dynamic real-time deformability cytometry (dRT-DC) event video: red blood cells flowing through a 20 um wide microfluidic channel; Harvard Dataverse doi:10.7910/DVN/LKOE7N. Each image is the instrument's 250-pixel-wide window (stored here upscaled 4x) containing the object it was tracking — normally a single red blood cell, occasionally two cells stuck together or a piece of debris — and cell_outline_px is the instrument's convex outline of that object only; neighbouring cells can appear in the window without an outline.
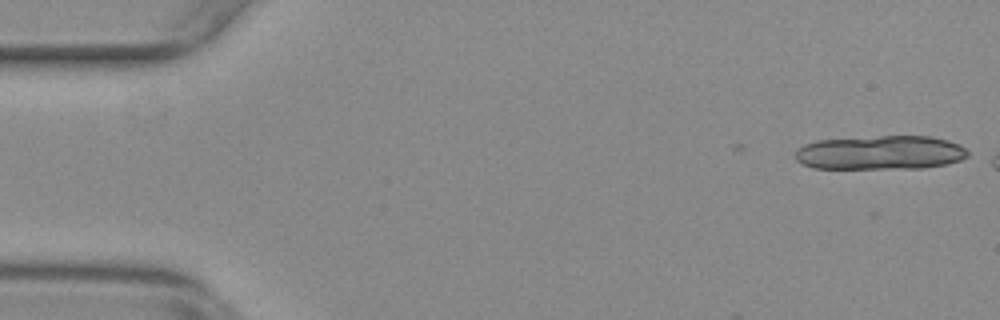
{"species": "common noctule bat (a hibernating species)", "species_latin": "Nyctalus noctula", "temperature_condition": "warm", "stored_images_in_passage": 4, "camera_frame_rate_fps": 3000, "um_per_image_px": 0.085, "animal": {"sex": "female", "body_mass_g": 29.2, "forearm_length_mm": 56.3}, "frame": {"image": 1, "passage_image": 1, "time_ms": 0.0, "image_size_px": [1000, 320], "cell_outline_px": [[968, 156], [960, 160], [948, 164], [924, 168], [812, 168], [796, 160], [796, 148], [804, 144], [816, 140], [880, 136], [928, 136], [948, 140], [960, 144], [968, 152]], "centroid_in_image_um": [74.84, 12.97], "position_along_channel_um": 10.2, "area_um2": 34.33}}